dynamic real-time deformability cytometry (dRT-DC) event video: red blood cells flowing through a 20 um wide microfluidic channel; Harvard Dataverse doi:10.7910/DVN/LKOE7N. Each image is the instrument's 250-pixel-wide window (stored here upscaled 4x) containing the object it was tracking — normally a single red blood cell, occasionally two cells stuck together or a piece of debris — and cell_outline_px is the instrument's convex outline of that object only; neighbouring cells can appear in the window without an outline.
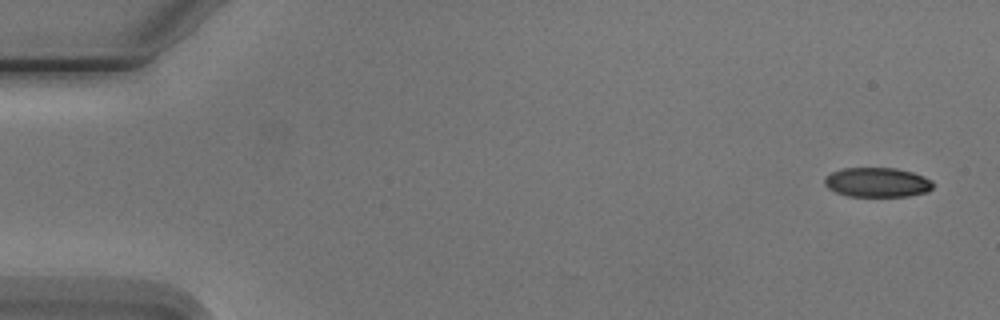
{"species": "Egyptian fruit bat (a non-hibernating species)", "species_latin": "Rousettus aegyptiacus", "temperature_condition": "cold", "stored_images_in_passage": 5, "camera_frame_rate_fps": 3000, "um_per_image_px": 0.085, "animal": {"sex": "male"}, "frame": {"image": 1, "passage_image": 1, "time_ms": 0.0, "image_size_px": [1000, 320], "cell_outline_px": [[932, 188], [928, 192], [908, 196], [848, 196], [836, 192], [828, 188], [824, 184], [824, 180], [832, 172], [844, 168], [896, 168], [912, 172], [924, 176], [932, 180]], "centroid_in_image_um": [74.58, 15.5], "position_along_channel_um": 10.4, "area_um2": 18.61}}
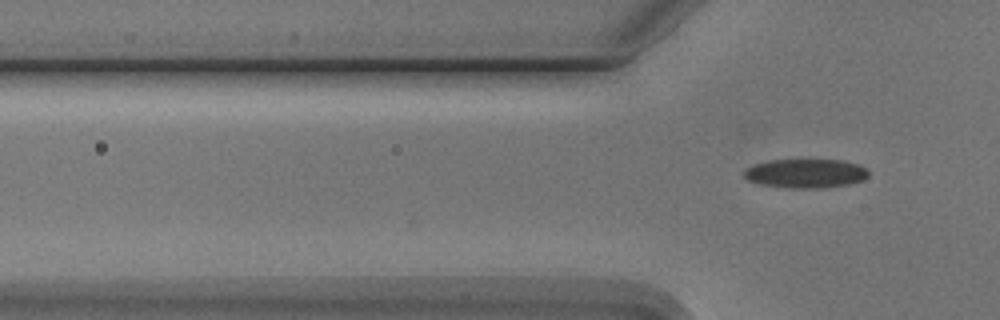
{"frame": {"image": 2, "passage_image": 5, "time_ms": 4.667, "image_size_px": [1000, 320], "cell_outline_px": [[868, 176], [860, 180], [848, 184], [820, 188], [788, 188], [760, 184], [748, 180], [744, 176], [744, 168], [768, 160], [800, 156], [844, 160], [860, 164], [868, 168]], "centroid_in_image_um": [68.48, 14.67], "position_along_channel_um": 57.3, "area_um2": 22.2}}